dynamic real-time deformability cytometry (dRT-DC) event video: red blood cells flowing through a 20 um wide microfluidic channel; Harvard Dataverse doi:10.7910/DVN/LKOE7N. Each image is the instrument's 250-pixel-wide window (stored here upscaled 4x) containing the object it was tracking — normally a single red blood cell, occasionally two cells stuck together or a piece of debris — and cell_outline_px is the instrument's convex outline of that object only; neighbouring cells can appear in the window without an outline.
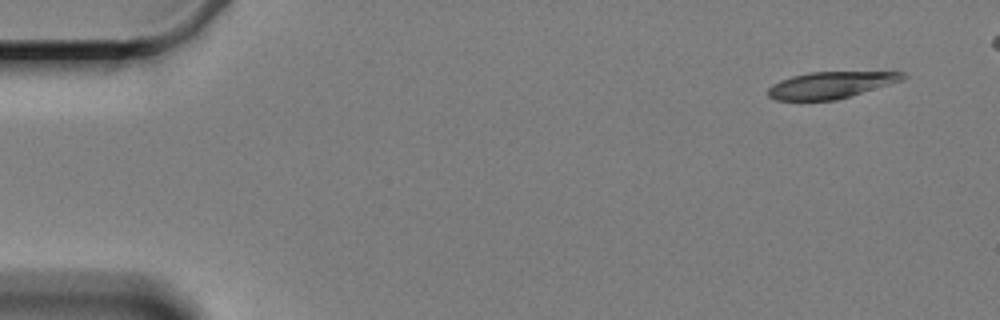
{"species": "Egyptian fruit bat (a non-hibernating species)", "species_latin": "Rousettus aegyptiacus", "temperature_condition": "cold", "stored_images_in_passage": 10, "camera_frame_rate_fps": 3000, "um_per_image_px": 0.085, "animal": {"sex": "female"}, "frame": {"image": 1, "passage_image": 1, "time_ms": 0.0, "image_size_px": [1000, 320], "cell_outline_px": [[908, 76], [900, 80], [888, 84], [836, 100], [776, 100], [768, 96], [768, 88], [772, 84], [780, 80], [792, 76], [808, 72], [904, 72]], "centroid_in_image_um": [70.54, 7.22], "position_along_channel_um": 14.5, "area_um2": 20.58}}
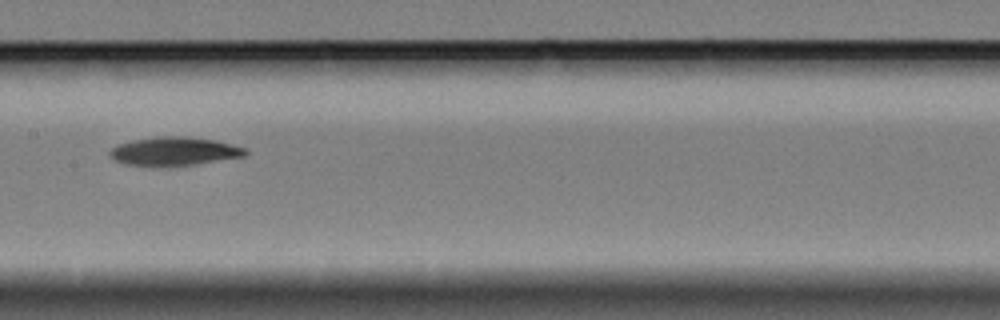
{"frame": {"image": 2, "passage_image": 7, "time_ms": 8.667, "image_size_px": [1000, 320], "cell_outline_px": [[248, 152], [244, 156], [196, 164], [124, 164], [108, 156], [108, 152], [112, 148], [120, 144], [132, 140], [156, 136], [188, 136], [216, 140], [244, 148]], "centroid_in_image_um": [14.81, 12.82], "position_along_channel_um": 192.6, "area_um2": 21.91}}
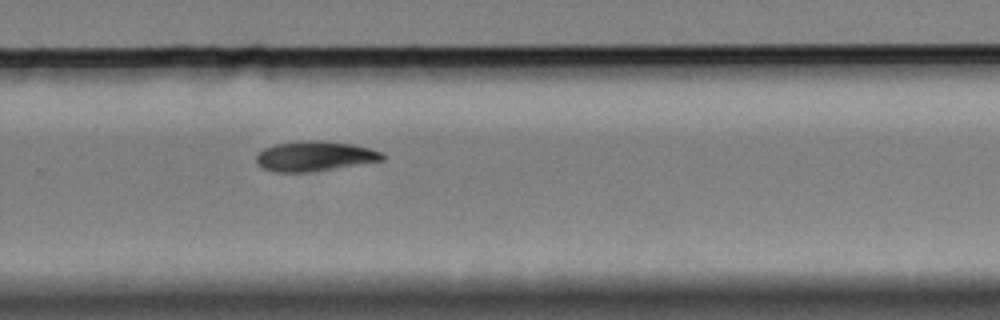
{"frame": {"image": 3, "passage_image": 10, "time_ms": 12.0, "image_size_px": [1000, 320], "cell_outline_px": [[384, 160], [316, 172], [276, 172], [264, 168], [256, 164], [256, 156], [264, 148], [276, 144], [300, 140], [324, 140], [352, 144], [368, 148], [380, 152], [384, 156]], "centroid_in_image_um": [26.74, 13.28], "position_along_channel_um": 303.1, "area_um2": 22.2}}